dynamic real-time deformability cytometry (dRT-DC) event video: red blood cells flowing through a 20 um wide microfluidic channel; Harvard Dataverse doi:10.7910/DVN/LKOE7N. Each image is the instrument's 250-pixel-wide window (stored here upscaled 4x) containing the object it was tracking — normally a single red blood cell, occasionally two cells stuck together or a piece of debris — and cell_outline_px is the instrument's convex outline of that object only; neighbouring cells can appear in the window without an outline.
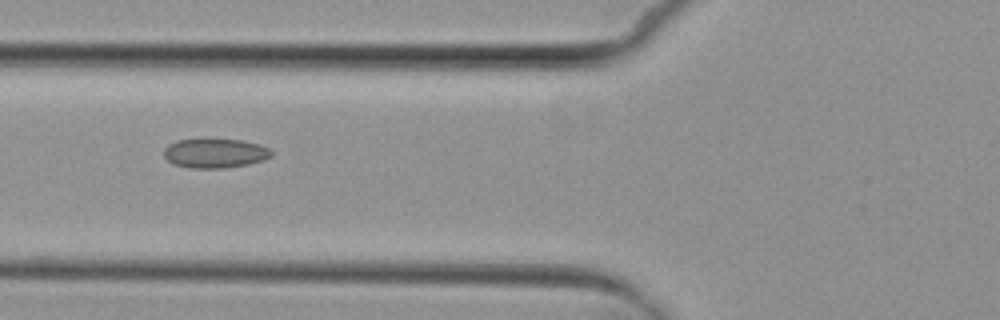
{"species": "common noctule bat (a hibernating species)", "species_latin": "Nyctalus noctula", "temperature_condition": "cold", "stored_images_in_passage": 4, "camera_frame_rate_fps": 3000, "um_per_image_px": 0.085, "animal": {"sex": "female", "body_mass_g": 29.2, "forearm_length_mm": 56.3}, "frame": {"image": 1, "passage_image": 2, "time_ms": 1.333, "image_size_px": [1000, 320], "cell_outline_px": [[272, 156], [264, 160], [248, 164], [224, 168], [188, 168], [172, 164], [164, 156], [164, 148], [168, 144], [176, 140], [240, 140], [260, 144], [268, 148], [272, 152]], "centroid_in_image_um": [18.26, 13.04], "position_along_channel_um": 107.5, "area_um2": 18.32}}
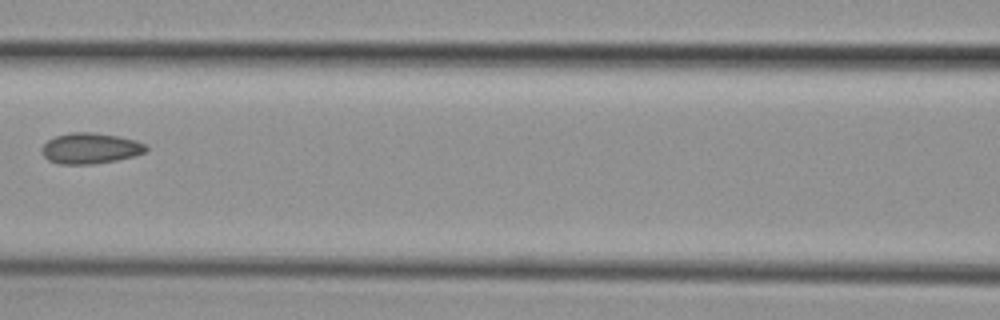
{"frame": {"image": 2, "passage_image": 3, "time_ms": 2.667, "image_size_px": [1000, 320], "cell_outline_px": [[148, 148], [144, 152], [136, 156], [116, 160], [92, 164], [60, 164], [48, 160], [40, 152], [40, 148], [48, 140], [56, 136], [72, 132], [92, 132], [120, 136], [136, 140], [144, 144]], "centroid_in_image_um": [7.66, 12.6], "position_along_channel_um": 158.9, "area_um2": 18.79}}
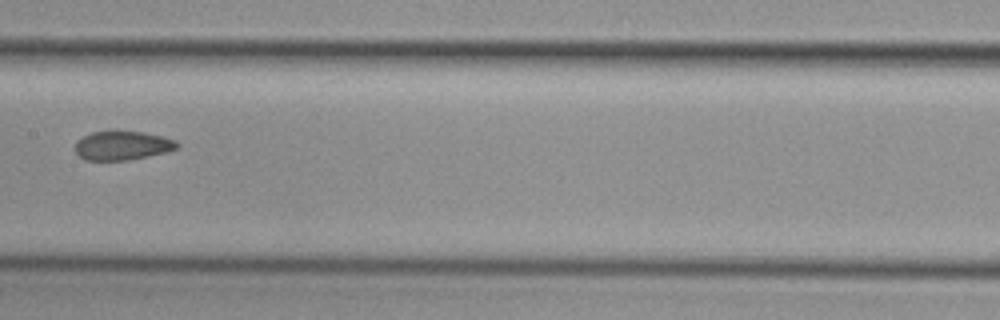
{"frame": {"image": 3, "passage_image": 4, "time_ms": 3.667, "image_size_px": [1000, 320], "cell_outline_px": [[180, 144], [176, 148], [164, 152], [148, 156], [128, 160], [84, 160], [76, 152], [76, 140], [92, 132], [144, 132], [176, 140]], "centroid_in_image_um": [10.39, 12.38], "position_along_channel_um": 197.0, "area_um2": 16.88}}